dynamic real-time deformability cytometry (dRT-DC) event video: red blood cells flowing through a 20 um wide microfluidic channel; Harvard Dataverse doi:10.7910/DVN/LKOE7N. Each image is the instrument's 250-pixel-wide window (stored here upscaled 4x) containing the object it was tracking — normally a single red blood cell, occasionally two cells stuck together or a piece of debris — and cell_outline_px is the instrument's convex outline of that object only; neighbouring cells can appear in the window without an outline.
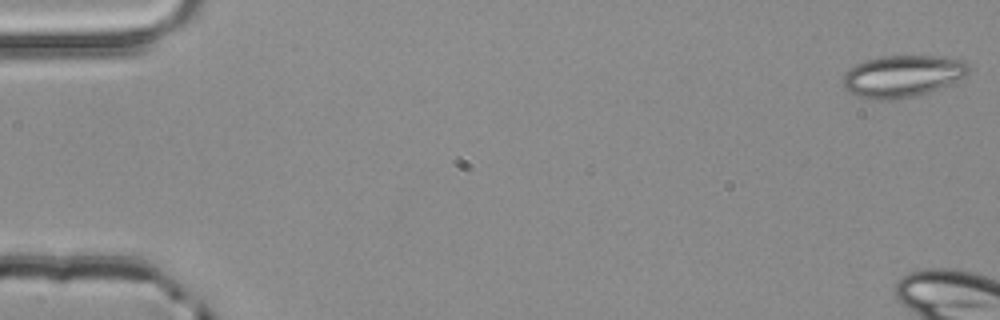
{"species": "common noctule bat (a hibernating species)", "species_latin": "Nyctalus noctula", "temperature_condition": "room temperature", "stored_images_in_passage": 6, "camera_frame_rate_fps": 3000, "um_per_image_px": 0.085, "animal": {"sex": "male", "body_mass_g": 20.4}, "frame": {"image": 1, "passage_image": 1, "time_ms": 0.0, "image_size_px": [1000, 320], "cell_outline_px": [[968, 72], [964, 76], [948, 84], [912, 96], [856, 96], [848, 92], [844, 88], [840, 80], [844, 72], [848, 68], [856, 64], [868, 60], [884, 56], [944, 56], [964, 60], [968, 64]], "centroid_in_image_um": [76.68, 6.4], "position_along_channel_um": 8.3, "area_um2": 29.54}}